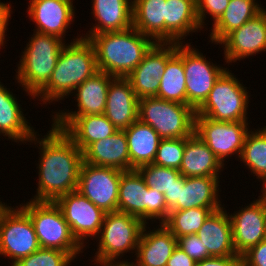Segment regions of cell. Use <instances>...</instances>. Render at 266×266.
<instances>
[{"label":"cell","mask_w":266,"mask_h":266,"mask_svg":"<svg viewBox=\"0 0 266 266\" xmlns=\"http://www.w3.org/2000/svg\"><path fill=\"white\" fill-rule=\"evenodd\" d=\"M46 134L39 140L35 133L28 141L34 145L39 143L41 156L37 167V194L31 200L54 202L58 197L77 190L83 155L61 129L52 125Z\"/></svg>","instance_id":"1"},{"label":"cell","mask_w":266,"mask_h":266,"mask_svg":"<svg viewBox=\"0 0 266 266\" xmlns=\"http://www.w3.org/2000/svg\"><path fill=\"white\" fill-rule=\"evenodd\" d=\"M97 72L92 43L82 36L77 37L70 44L63 46L48 83L34 98L40 97L39 101L43 102L42 104L63 100Z\"/></svg>","instance_id":"2"},{"label":"cell","mask_w":266,"mask_h":266,"mask_svg":"<svg viewBox=\"0 0 266 266\" xmlns=\"http://www.w3.org/2000/svg\"><path fill=\"white\" fill-rule=\"evenodd\" d=\"M88 40L95 50L98 71L118 78H126L155 44L134 27L91 35Z\"/></svg>","instance_id":"3"},{"label":"cell","mask_w":266,"mask_h":266,"mask_svg":"<svg viewBox=\"0 0 266 266\" xmlns=\"http://www.w3.org/2000/svg\"><path fill=\"white\" fill-rule=\"evenodd\" d=\"M30 38L15 76L19 86L33 99L48 83L66 43L53 35L35 31Z\"/></svg>","instance_id":"4"},{"label":"cell","mask_w":266,"mask_h":266,"mask_svg":"<svg viewBox=\"0 0 266 266\" xmlns=\"http://www.w3.org/2000/svg\"><path fill=\"white\" fill-rule=\"evenodd\" d=\"M29 215L37 235L40 248L68 252L74 259L83 253V246L73 236L69 224L55 202L32 201L20 204Z\"/></svg>","instance_id":"5"},{"label":"cell","mask_w":266,"mask_h":266,"mask_svg":"<svg viewBox=\"0 0 266 266\" xmlns=\"http://www.w3.org/2000/svg\"><path fill=\"white\" fill-rule=\"evenodd\" d=\"M138 119L162 138H189L195 130V110L190 106L157 97L138 100Z\"/></svg>","instance_id":"6"},{"label":"cell","mask_w":266,"mask_h":266,"mask_svg":"<svg viewBox=\"0 0 266 266\" xmlns=\"http://www.w3.org/2000/svg\"><path fill=\"white\" fill-rule=\"evenodd\" d=\"M248 92L226 69L215 81L205 101L195 110V116L223 122H247Z\"/></svg>","instance_id":"7"},{"label":"cell","mask_w":266,"mask_h":266,"mask_svg":"<svg viewBox=\"0 0 266 266\" xmlns=\"http://www.w3.org/2000/svg\"><path fill=\"white\" fill-rule=\"evenodd\" d=\"M117 211L139 217L145 224L155 219L163 223L168 217L164 194L147 187L137 169L122 171Z\"/></svg>","instance_id":"8"},{"label":"cell","mask_w":266,"mask_h":266,"mask_svg":"<svg viewBox=\"0 0 266 266\" xmlns=\"http://www.w3.org/2000/svg\"><path fill=\"white\" fill-rule=\"evenodd\" d=\"M144 226L139 217L120 211L106 213L93 262H115L124 253L132 250L136 253Z\"/></svg>","instance_id":"9"},{"label":"cell","mask_w":266,"mask_h":266,"mask_svg":"<svg viewBox=\"0 0 266 266\" xmlns=\"http://www.w3.org/2000/svg\"><path fill=\"white\" fill-rule=\"evenodd\" d=\"M40 248L34 225L21 207H10L0 221V255L13 266Z\"/></svg>","instance_id":"10"},{"label":"cell","mask_w":266,"mask_h":266,"mask_svg":"<svg viewBox=\"0 0 266 266\" xmlns=\"http://www.w3.org/2000/svg\"><path fill=\"white\" fill-rule=\"evenodd\" d=\"M248 122L215 121L203 116H195L194 133L202 139L209 149L224 164L226 157L236 154L240 159L244 141L250 131Z\"/></svg>","instance_id":"11"},{"label":"cell","mask_w":266,"mask_h":266,"mask_svg":"<svg viewBox=\"0 0 266 266\" xmlns=\"http://www.w3.org/2000/svg\"><path fill=\"white\" fill-rule=\"evenodd\" d=\"M122 170L83 162L77 191L105 213L117 211Z\"/></svg>","instance_id":"12"},{"label":"cell","mask_w":266,"mask_h":266,"mask_svg":"<svg viewBox=\"0 0 266 266\" xmlns=\"http://www.w3.org/2000/svg\"><path fill=\"white\" fill-rule=\"evenodd\" d=\"M191 47V43L183 45V68L186 78V105L196 110L227 68L211 63L197 48Z\"/></svg>","instance_id":"13"},{"label":"cell","mask_w":266,"mask_h":266,"mask_svg":"<svg viewBox=\"0 0 266 266\" xmlns=\"http://www.w3.org/2000/svg\"><path fill=\"white\" fill-rule=\"evenodd\" d=\"M69 224L73 236L83 246L84 239L97 237L100 233L105 212L77 190L58 197L55 201ZM88 237V238H87Z\"/></svg>","instance_id":"14"},{"label":"cell","mask_w":266,"mask_h":266,"mask_svg":"<svg viewBox=\"0 0 266 266\" xmlns=\"http://www.w3.org/2000/svg\"><path fill=\"white\" fill-rule=\"evenodd\" d=\"M175 53L176 43H155L126 77L138 99L156 97L167 61Z\"/></svg>","instance_id":"15"},{"label":"cell","mask_w":266,"mask_h":266,"mask_svg":"<svg viewBox=\"0 0 266 266\" xmlns=\"http://www.w3.org/2000/svg\"><path fill=\"white\" fill-rule=\"evenodd\" d=\"M258 197L239 212L229 214L233 246L240 257L260 241L266 240L265 200Z\"/></svg>","instance_id":"16"},{"label":"cell","mask_w":266,"mask_h":266,"mask_svg":"<svg viewBox=\"0 0 266 266\" xmlns=\"http://www.w3.org/2000/svg\"><path fill=\"white\" fill-rule=\"evenodd\" d=\"M219 44H223L227 63L266 51V10L229 33ZM242 58V59H241Z\"/></svg>","instance_id":"17"},{"label":"cell","mask_w":266,"mask_h":266,"mask_svg":"<svg viewBox=\"0 0 266 266\" xmlns=\"http://www.w3.org/2000/svg\"><path fill=\"white\" fill-rule=\"evenodd\" d=\"M29 5L27 12L36 23L35 32L64 40L66 30L74 21L73 0H29Z\"/></svg>","instance_id":"18"},{"label":"cell","mask_w":266,"mask_h":266,"mask_svg":"<svg viewBox=\"0 0 266 266\" xmlns=\"http://www.w3.org/2000/svg\"><path fill=\"white\" fill-rule=\"evenodd\" d=\"M52 119V125L61 129L81 151L89 144L110 137L118 131L104 114Z\"/></svg>","instance_id":"19"},{"label":"cell","mask_w":266,"mask_h":266,"mask_svg":"<svg viewBox=\"0 0 266 266\" xmlns=\"http://www.w3.org/2000/svg\"><path fill=\"white\" fill-rule=\"evenodd\" d=\"M138 100L130 82L115 77L108 88L104 115L118 130H126L138 119Z\"/></svg>","instance_id":"20"},{"label":"cell","mask_w":266,"mask_h":266,"mask_svg":"<svg viewBox=\"0 0 266 266\" xmlns=\"http://www.w3.org/2000/svg\"><path fill=\"white\" fill-rule=\"evenodd\" d=\"M115 77L105 72L98 71L92 77L86 79L75 88L74 92L77 101V111L59 110L53 117H78L85 115L104 114L107 92L111 81Z\"/></svg>","instance_id":"21"},{"label":"cell","mask_w":266,"mask_h":266,"mask_svg":"<svg viewBox=\"0 0 266 266\" xmlns=\"http://www.w3.org/2000/svg\"><path fill=\"white\" fill-rule=\"evenodd\" d=\"M159 226L147 232L145 224L136 249L134 266H166L177 247V238L162 223Z\"/></svg>","instance_id":"22"},{"label":"cell","mask_w":266,"mask_h":266,"mask_svg":"<svg viewBox=\"0 0 266 266\" xmlns=\"http://www.w3.org/2000/svg\"><path fill=\"white\" fill-rule=\"evenodd\" d=\"M83 162L122 171L130 170V156L124 130H118L110 137L89 144L83 151Z\"/></svg>","instance_id":"23"},{"label":"cell","mask_w":266,"mask_h":266,"mask_svg":"<svg viewBox=\"0 0 266 266\" xmlns=\"http://www.w3.org/2000/svg\"><path fill=\"white\" fill-rule=\"evenodd\" d=\"M225 208L214 211L204 221L197 235L210 257H240L232 240V226Z\"/></svg>","instance_id":"24"},{"label":"cell","mask_w":266,"mask_h":266,"mask_svg":"<svg viewBox=\"0 0 266 266\" xmlns=\"http://www.w3.org/2000/svg\"><path fill=\"white\" fill-rule=\"evenodd\" d=\"M91 14L97 22L90 28L84 38L91 35L124 31L133 27V1L131 0H92Z\"/></svg>","instance_id":"25"},{"label":"cell","mask_w":266,"mask_h":266,"mask_svg":"<svg viewBox=\"0 0 266 266\" xmlns=\"http://www.w3.org/2000/svg\"><path fill=\"white\" fill-rule=\"evenodd\" d=\"M219 177H184L179 185L178 203L170 211L193 207L222 208L219 196Z\"/></svg>","instance_id":"26"},{"label":"cell","mask_w":266,"mask_h":266,"mask_svg":"<svg viewBox=\"0 0 266 266\" xmlns=\"http://www.w3.org/2000/svg\"><path fill=\"white\" fill-rule=\"evenodd\" d=\"M224 165L195 133L185 138V149L180 166L184 177H219Z\"/></svg>","instance_id":"27"},{"label":"cell","mask_w":266,"mask_h":266,"mask_svg":"<svg viewBox=\"0 0 266 266\" xmlns=\"http://www.w3.org/2000/svg\"><path fill=\"white\" fill-rule=\"evenodd\" d=\"M201 29L196 0H166L165 43H183L184 36Z\"/></svg>","instance_id":"28"},{"label":"cell","mask_w":266,"mask_h":266,"mask_svg":"<svg viewBox=\"0 0 266 266\" xmlns=\"http://www.w3.org/2000/svg\"><path fill=\"white\" fill-rule=\"evenodd\" d=\"M7 89L0 82V135L26 144L37 132L27 122L18 99Z\"/></svg>","instance_id":"29"},{"label":"cell","mask_w":266,"mask_h":266,"mask_svg":"<svg viewBox=\"0 0 266 266\" xmlns=\"http://www.w3.org/2000/svg\"><path fill=\"white\" fill-rule=\"evenodd\" d=\"M124 131L130 156V170L153 163L162 138L150 125L139 119Z\"/></svg>","instance_id":"30"},{"label":"cell","mask_w":266,"mask_h":266,"mask_svg":"<svg viewBox=\"0 0 266 266\" xmlns=\"http://www.w3.org/2000/svg\"><path fill=\"white\" fill-rule=\"evenodd\" d=\"M133 27L155 43H165L166 0H132Z\"/></svg>","instance_id":"31"},{"label":"cell","mask_w":266,"mask_h":266,"mask_svg":"<svg viewBox=\"0 0 266 266\" xmlns=\"http://www.w3.org/2000/svg\"><path fill=\"white\" fill-rule=\"evenodd\" d=\"M256 0H229L220 19L213 24L210 41L219 44L229 33L253 19L264 8Z\"/></svg>","instance_id":"32"},{"label":"cell","mask_w":266,"mask_h":266,"mask_svg":"<svg viewBox=\"0 0 266 266\" xmlns=\"http://www.w3.org/2000/svg\"><path fill=\"white\" fill-rule=\"evenodd\" d=\"M157 98L186 104V78L183 68V43H176V53L167 61L161 76Z\"/></svg>","instance_id":"33"},{"label":"cell","mask_w":266,"mask_h":266,"mask_svg":"<svg viewBox=\"0 0 266 266\" xmlns=\"http://www.w3.org/2000/svg\"><path fill=\"white\" fill-rule=\"evenodd\" d=\"M219 209L221 208L193 207L180 211H170L162 224L176 238L197 234L211 213Z\"/></svg>","instance_id":"34"},{"label":"cell","mask_w":266,"mask_h":266,"mask_svg":"<svg viewBox=\"0 0 266 266\" xmlns=\"http://www.w3.org/2000/svg\"><path fill=\"white\" fill-rule=\"evenodd\" d=\"M256 130L247 133L239 160L263 182L266 180V126Z\"/></svg>","instance_id":"35"},{"label":"cell","mask_w":266,"mask_h":266,"mask_svg":"<svg viewBox=\"0 0 266 266\" xmlns=\"http://www.w3.org/2000/svg\"><path fill=\"white\" fill-rule=\"evenodd\" d=\"M137 170L145 180L147 187L165 194L176 184L181 176L178 169L155 165L153 163L139 166Z\"/></svg>","instance_id":"36"},{"label":"cell","mask_w":266,"mask_h":266,"mask_svg":"<svg viewBox=\"0 0 266 266\" xmlns=\"http://www.w3.org/2000/svg\"><path fill=\"white\" fill-rule=\"evenodd\" d=\"M185 149V138L161 139L153 164L180 169Z\"/></svg>","instance_id":"37"},{"label":"cell","mask_w":266,"mask_h":266,"mask_svg":"<svg viewBox=\"0 0 266 266\" xmlns=\"http://www.w3.org/2000/svg\"><path fill=\"white\" fill-rule=\"evenodd\" d=\"M74 258L57 249L39 248L34 253L20 259L13 266H69Z\"/></svg>","instance_id":"38"},{"label":"cell","mask_w":266,"mask_h":266,"mask_svg":"<svg viewBox=\"0 0 266 266\" xmlns=\"http://www.w3.org/2000/svg\"><path fill=\"white\" fill-rule=\"evenodd\" d=\"M229 0H196V12L201 28L204 27L206 14H209L215 24L228 7Z\"/></svg>","instance_id":"39"},{"label":"cell","mask_w":266,"mask_h":266,"mask_svg":"<svg viewBox=\"0 0 266 266\" xmlns=\"http://www.w3.org/2000/svg\"><path fill=\"white\" fill-rule=\"evenodd\" d=\"M177 246L195 262L210 258L206 247L202 244L197 234L177 238Z\"/></svg>","instance_id":"40"},{"label":"cell","mask_w":266,"mask_h":266,"mask_svg":"<svg viewBox=\"0 0 266 266\" xmlns=\"http://www.w3.org/2000/svg\"><path fill=\"white\" fill-rule=\"evenodd\" d=\"M242 266H266V240L260 241L241 256Z\"/></svg>","instance_id":"41"},{"label":"cell","mask_w":266,"mask_h":266,"mask_svg":"<svg viewBox=\"0 0 266 266\" xmlns=\"http://www.w3.org/2000/svg\"><path fill=\"white\" fill-rule=\"evenodd\" d=\"M196 266H241V257H210L196 262Z\"/></svg>","instance_id":"42"},{"label":"cell","mask_w":266,"mask_h":266,"mask_svg":"<svg viewBox=\"0 0 266 266\" xmlns=\"http://www.w3.org/2000/svg\"><path fill=\"white\" fill-rule=\"evenodd\" d=\"M11 5L9 3H3L0 2V49L1 47H3V45H5L4 43L6 41H4L6 38V29L8 26V21L11 18Z\"/></svg>","instance_id":"43"},{"label":"cell","mask_w":266,"mask_h":266,"mask_svg":"<svg viewBox=\"0 0 266 266\" xmlns=\"http://www.w3.org/2000/svg\"><path fill=\"white\" fill-rule=\"evenodd\" d=\"M166 266H196V262L177 246Z\"/></svg>","instance_id":"44"},{"label":"cell","mask_w":266,"mask_h":266,"mask_svg":"<svg viewBox=\"0 0 266 266\" xmlns=\"http://www.w3.org/2000/svg\"><path fill=\"white\" fill-rule=\"evenodd\" d=\"M179 185H184V176L181 175L172 189L164 194L166 206L170 211L178 203Z\"/></svg>","instance_id":"45"},{"label":"cell","mask_w":266,"mask_h":266,"mask_svg":"<svg viewBox=\"0 0 266 266\" xmlns=\"http://www.w3.org/2000/svg\"><path fill=\"white\" fill-rule=\"evenodd\" d=\"M97 263V266H98V263L99 265L101 266H134L133 262H128L127 261H115V262H96Z\"/></svg>","instance_id":"46"},{"label":"cell","mask_w":266,"mask_h":266,"mask_svg":"<svg viewBox=\"0 0 266 266\" xmlns=\"http://www.w3.org/2000/svg\"><path fill=\"white\" fill-rule=\"evenodd\" d=\"M10 208V206H8L7 204L5 205V203H2V201L0 200V221L2 216L4 215V213Z\"/></svg>","instance_id":"47"},{"label":"cell","mask_w":266,"mask_h":266,"mask_svg":"<svg viewBox=\"0 0 266 266\" xmlns=\"http://www.w3.org/2000/svg\"><path fill=\"white\" fill-rule=\"evenodd\" d=\"M262 189H261V195H260V197L263 199V200H265L266 201V180L265 181H263V184H262Z\"/></svg>","instance_id":"48"}]
</instances>
